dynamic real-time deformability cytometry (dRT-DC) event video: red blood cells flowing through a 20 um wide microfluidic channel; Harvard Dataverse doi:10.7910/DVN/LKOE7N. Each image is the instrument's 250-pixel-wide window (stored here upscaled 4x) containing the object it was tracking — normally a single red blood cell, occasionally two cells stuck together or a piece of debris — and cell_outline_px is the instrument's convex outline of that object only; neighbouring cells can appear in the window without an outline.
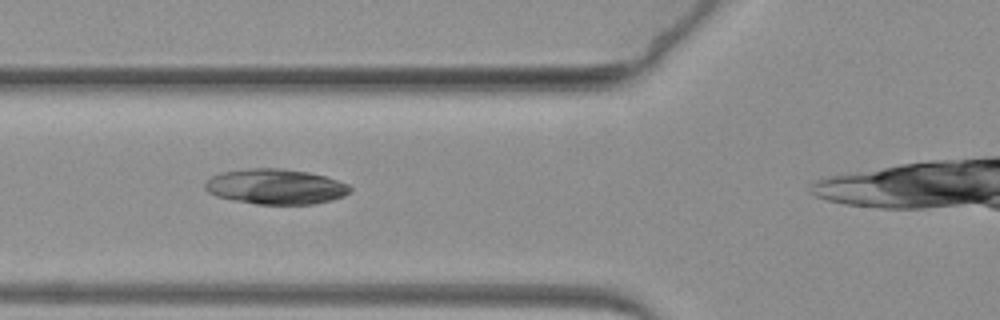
{"species": "common noctule bat (a hibernating species)", "species_latin": "Nyctalus noctula", "temperature_condition": "warm", "stored_images_in_passage": 40, "camera_frame_rate_fps": 3000, "um_per_image_px": 0.085, "animal": {"sex": "female", "body_mass_g": 19.3, "forearm_length_mm": 54.1}, "frame": {"image": 1, "passage_image": 12, "time_ms": 3.667, "image_size_px": [1000, 320], "cell_outline_px": [[352, 192], [344, 196], [332, 200], [312, 204], [256, 204], [232, 200], [216, 196], [208, 192], [204, 188], [204, 184], [212, 176], [220, 172], [248, 168], [280, 168], [308, 172], [324, 176], [348, 184], [352, 188]], "centroid_in_image_um": [23.42, 15.86], "position_along_channel_um": 102.4, "area_um2": 29.94}}
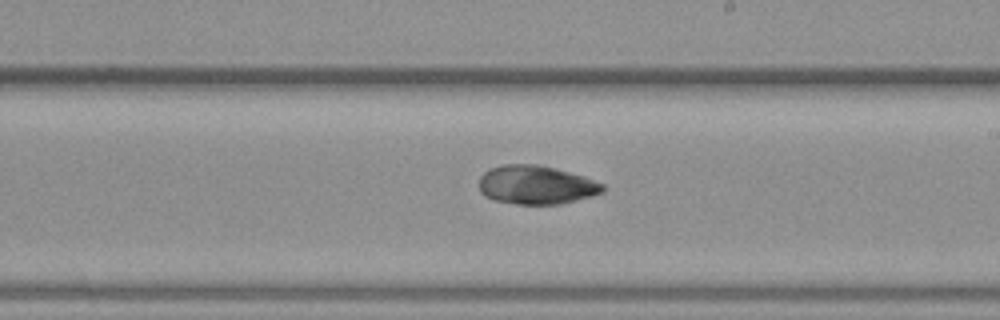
{"frame": {"image": 2, "passage_image": 25, "time_ms": 8.0, "image_size_px": [1000, 320], "cell_outline_px": [[604, 192], [592, 196], [560, 204], [516, 204], [492, 200], [484, 196], [480, 192], [480, 176], [484, 172], [500, 164], [536, 164], [584, 176], [604, 184]], "centroid_in_image_um": [45.56, 15.72], "position_along_channel_um": 243.4, "area_um2": 27.92}}
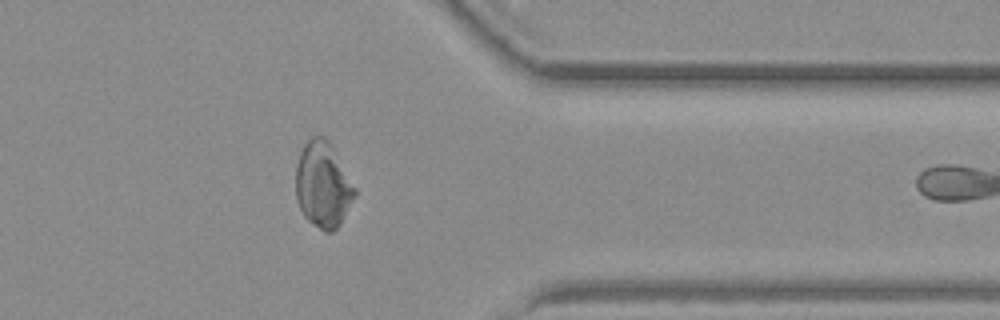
{"frame": {"image": 3, "passage_image": 39, "time_ms": 12.667, "image_size_px": [1000, 320], "cell_outline_px": [[356, 196], [340, 224], [332, 232], [324, 232], [312, 224], [304, 216], [300, 208], [296, 196], [296, 164], [300, 152], [304, 144], [312, 136], [324, 136], [332, 144], [356, 188]], "centroid_in_image_um": [27.46, 15.7], "position_along_channel_um": 383.9, "area_um2": 29.71}}